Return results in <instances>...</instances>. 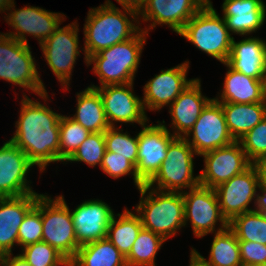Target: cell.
I'll return each mask as SVG.
<instances>
[{
    "instance_id": "cb8c5ba5",
    "label": "cell",
    "mask_w": 266,
    "mask_h": 266,
    "mask_svg": "<svg viewBox=\"0 0 266 266\" xmlns=\"http://www.w3.org/2000/svg\"><path fill=\"white\" fill-rule=\"evenodd\" d=\"M222 7L229 32L250 34L259 29L265 20L266 7L261 0H225Z\"/></svg>"
},
{
    "instance_id": "ac0fdd59",
    "label": "cell",
    "mask_w": 266,
    "mask_h": 266,
    "mask_svg": "<svg viewBox=\"0 0 266 266\" xmlns=\"http://www.w3.org/2000/svg\"><path fill=\"white\" fill-rule=\"evenodd\" d=\"M114 213L102 200L85 201L71 216L79 246L107 238V231Z\"/></svg>"
},
{
    "instance_id": "8992f818",
    "label": "cell",
    "mask_w": 266,
    "mask_h": 266,
    "mask_svg": "<svg viewBox=\"0 0 266 266\" xmlns=\"http://www.w3.org/2000/svg\"><path fill=\"white\" fill-rule=\"evenodd\" d=\"M0 79L30 89L43 99L48 98L30 47L5 34H0Z\"/></svg>"
},
{
    "instance_id": "1f68e13d",
    "label": "cell",
    "mask_w": 266,
    "mask_h": 266,
    "mask_svg": "<svg viewBox=\"0 0 266 266\" xmlns=\"http://www.w3.org/2000/svg\"><path fill=\"white\" fill-rule=\"evenodd\" d=\"M228 227L238 241H250L266 245V219L253 210L234 217Z\"/></svg>"
},
{
    "instance_id": "9a60e30c",
    "label": "cell",
    "mask_w": 266,
    "mask_h": 266,
    "mask_svg": "<svg viewBox=\"0 0 266 266\" xmlns=\"http://www.w3.org/2000/svg\"><path fill=\"white\" fill-rule=\"evenodd\" d=\"M96 88L102 98L104 111L110 126L115 122L138 123L146 125L147 116L143 100L132 92L133 82L127 84L105 85Z\"/></svg>"
},
{
    "instance_id": "ba28073f",
    "label": "cell",
    "mask_w": 266,
    "mask_h": 266,
    "mask_svg": "<svg viewBox=\"0 0 266 266\" xmlns=\"http://www.w3.org/2000/svg\"><path fill=\"white\" fill-rule=\"evenodd\" d=\"M196 154L187 138L176 137L167 149L166 159L159 171L146 184L150 189L156 183L158 190L180 192L182 188L192 189L200 185L199 176L193 177V155Z\"/></svg>"
},
{
    "instance_id": "f6af8a7d",
    "label": "cell",
    "mask_w": 266,
    "mask_h": 266,
    "mask_svg": "<svg viewBox=\"0 0 266 266\" xmlns=\"http://www.w3.org/2000/svg\"><path fill=\"white\" fill-rule=\"evenodd\" d=\"M190 259L191 263L189 266H212L208 262H206L195 249L191 250Z\"/></svg>"
},
{
    "instance_id": "d6986e66",
    "label": "cell",
    "mask_w": 266,
    "mask_h": 266,
    "mask_svg": "<svg viewBox=\"0 0 266 266\" xmlns=\"http://www.w3.org/2000/svg\"><path fill=\"white\" fill-rule=\"evenodd\" d=\"M188 64L185 61L174 68L162 70L148 81L144 87V108L160 110L164 105H170L194 80L186 79Z\"/></svg>"
},
{
    "instance_id": "f546056e",
    "label": "cell",
    "mask_w": 266,
    "mask_h": 266,
    "mask_svg": "<svg viewBox=\"0 0 266 266\" xmlns=\"http://www.w3.org/2000/svg\"><path fill=\"white\" fill-rule=\"evenodd\" d=\"M201 257L212 266H242L238 238L229 227L215 233L209 261Z\"/></svg>"
},
{
    "instance_id": "8fae6325",
    "label": "cell",
    "mask_w": 266,
    "mask_h": 266,
    "mask_svg": "<svg viewBox=\"0 0 266 266\" xmlns=\"http://www.w3.org/2000/svg\"><path fill=\"white\" fill-rule=\"evenodd\" d=\"M257 187H261L259 174L255 165L251 164L242 173L214 188L221 213L228 223L238 215L253 211L248 209V204L256 198Z\"/></svg>"
},
{
    "instance_id": "44dd1931",
    "label": "cell",
    "mask_w": 266,
    "mask_h": 266,
    "mask_svg": "<svg viewBox=\"0 0 266 266\" xmlns=\"http://www.w3.org/2000/svg\"><path fill=\"white\" fill-rule=\"evenodd\" d=\"M200 9L194 0H145L138 14L144 21H153L150 29L167 24L178 34Z\"/></svg>"
},
{
    "instance_id": "d590c367",
    "label": "cell",
    "mask_w": 266,
    "mask_h": 266,
    "mask_svg": "<svg viewBox=\"0 0 266 266\" xmlns=\"http://www.w3.org/2000/svg\"><path fill=\"white\" fill-rule=\"evenodd\" d=\"M106 152L104 132H93L77 148L67 161H82L91 167L99 164L101 166L103 156Z\"/></svg>"
},
{
    "instance_id": "3957f363",
    "label": "cell",
    "mask_w": 266,
    "mask_h": 266,
    "mask_svg": "<svg viewBox=\"0 0 266 266\" xmlns=\"http://www.w3.org/2000/svg\"><path fill=\"white\" fill-rule=\"evenodd\" d=\"M147 30H140L134 37L114 44L91 55L87 64L93 62L94 73L99 76L101 86L127 84L133 82L137 71Z\"/></svg>"
},
{
    "instance_id": "7bdbcfd3",
    "label": "cell",
    "mask_w": 266,
    "mask_h": 266,
    "mask_svg": "<svg viewBox=\"0 0 266 266\" xmlns=\"http://www.w3.org/2000/svg\"><path fill=\"white\" fill-rule=\"evenodd\" d=\"M257 168L261 187H266V155L259 158L255 163H253Z\"/></svg>"
},
{
    "instance_id": "9c48e42d",
    "label": "cell",
    "mask_w": 266,
    "mask_h": 266,
    "mask_svg": "<svg viewBox=\"0 0 266 266\" xmlns=\"http://www.w3.org/2000/svg\"><path fill=\"white\" fill-rule=\"evenodd\" d=\"M191 132L193 133L192 142L189 139L187 141L197 155H203L235 142L226 124L221 103L214 98L202 109L199 118L185 138H188Z\"/></svg>"
},
{
    "instance_id": "ffe728a7",
    "label": "cell",
    "mask_w": 266,
    "mask_h": 266,
    "mask_svg": "<svg viewBox=\"0 0 266 266\" xmlns=\"http://www.w3.org/2000/svg\"><path fill=\"white\" fill-rule=\"evenodd\" d=\"M37 193L0 198V256L11 254L18 244V232L26 214L35 206Z\"/></svg>"
},
{
    "instance_id": "ab89813d",
    "label": "cell",
    "mask_w": 266,
    "mask_h": 266,
    "mask_svg": "<svg viewBox=\"0 0 266 266\" xmlns=\"http://www.w3.org/2000/svg\"><path fill=\"white\" fill-rule=\"evenodd\" d=\"M238 244L242 266L266 264V245L250 241H238Z\"/></svg>"
},
{
    "instance_id": "74e56055",
    "label": "cell",
    "mask_w": 266,
    "mask_h": 266,
    "mask_svg": "<svg viewBox=\"0 0 266 266\" xmlns=\"http://www.w3.org/2000/svg\"><path fill=\"white\" fill-rule=\"evenodd\" d=\"M242 148L253 164L259 158L266 155V118L251 129L242 139L239 140Z\"/></svg>"
},
{
    "instance_id": "d6a6232c",
    "label": "cell",
    "mask_w": 266,
    "mask_h": 266,
    "mask_svg": "<svg viewBox=\"0 0 266 266\" xmlns=\"http://www.w3.org/2000/svg\"><path fill=\"white\" fill-rule=\"evenodd\" d=\"M91 134L68 116L60 117L59 161H67Z\"/></svg>"
},
{
    "instance_id": "8d00e7d4",
    "label": "cell",
    "mask_w": 266,
    "mask_h": 266,
    "mask_svg": "<svg viewBox=\"0 0 266 266\" xmlns=\"http://www.w3.org/2000/svg\"><path fill=\"white\" fill-rule=\"evenodd\" d=\"M43 226L41 218V194L37 198L35 206L26 214L19 227L18 244L22 248L42 241Z\"/></svg>"
},
{
    "instance_id": "4fadbf2b",
    "label": "cell",
    "mask_w": 266,
    "mask_h": 266,
    "mask_svg": "<svg viewBox=\"0 0 266 266\" xmlns=\"http://www.w3.org/2000/svg\"><path fill=\"white\" fill-rule=\"evenodd\" d=\"M138 133L136 174L147 184L159 171L166 159L169 144L176 138L163 124L142 126Z\"/></svg>"
},
{
    "instance_id": "f35d334b",
    "label": "cell",
    "mask_w": 266,
    "mask_h": 266,
    "mask_svg": "<svg viewBox=\"0 0 266 266\" xmlns=\"http://www.w3.org/2000/svg\"><path fill=\"white\" fill-rule=\"evenodd\" d=\"M101 169L103 172L108 174L113 178H118L127 174H133V180L137 188L139 189L144 185V183L139 179L136 174L135 166L129 162L125 157H121L116 153L106 151L102 163Z\"/></svg>"
},
{
    "instance_id": "836d02e7",
    "label": "cell",
    "mask_w": 266,
    "mask_h": 266,
    "mask_svg": "<svg viewBox=\"0 0 266 266\" xmlns=\"http://www.w3.org/2000/svg\"><path fill=\"white\" fill-rule=\"evenodd\" d=\"M106 151L125 157L135 167L137 165L138 135L131 137L121 133L115 126H110L104 132Z\"/></svg>"
},
{
    "instance_id": "7402d4cb",
    "label": "cell",
    "mask_w": 266,
    "mask_h": 266,
    "mask_svg": "<svg viewBox=\"0 0 266 266\" xmlns=\"http://www.w3.org/2000/svg\"><path fill=\"white\" fill-rule=\"evenodd\" d=\"M226 64L246 76L266 80V43L259 38H247L239 42L232 39Z\"/></svg>"
},
{
    "instance_id": "484cf974",
    "label": "cell",
    "mask_w": 266,
    "mask_h": 266,
    "mask_svg": "<svg viewBox=\"0 0 266 266\" xmlns=\"http://www.w3.org/2000/svg\"><path fill=\"white\" fill-rule=\"evenodd\" d=\"M226 124L235 141L242 139L266 118V103H221Z\"/></svg>"
},
{
    "instance_id": "7a4b0ae2",
    "label": "cell",
    "mask_w": 266,
    "mask_h": 266,
    "mask_svg": "<svg viewBox=\"0 0 266 266\" xmlns=\"http://www.w3.org/2000/svg\"><path fill=\"white\" fill-rule=\"evenodd\" d=\"M123 9L125 14L116 8L110 0H107L104 5L89 10L84 25L86 63L91 55L114 44L124 42L141 30L125 16L129 14L133 20H136L138 12L127 7H123Z\"/></svg>"
},
{
    "instance_id": "d4e9b609",
    "label": "cell",
    "mask_w": 266,
    "mask_h": 266,
    "mask_svg": "<svg viewBox=\"0 0 266 266\" xmlns=\"http://www.w3.org/2000/svg\"><path fill=\"white\" fill-rule=\"evenodd\" d=\"M229 68L219 103H266V80H258Z\"/></svg>"
},
{
    "instance_id": "f1b7e54d",
    "label": "cell",
    "mask_w": 266,
    "mask_h": 266,
    "mask_svg": "<svg viewBox=\"0 0 266 266\" xmlns=\"http://www.w3.org/2000/svg\"><path fill=\"white\" fill-rule=\"evenodd\" d=\"M117 216L118 220L113 215L110 221L107 239L126 257L143 226L140 217L127 209Z\"/></svg>"
},
{
    "instance_id": "6da1fadb",
    "label": "cell",
    "mask_w": 266,
    "mask_h": 266,
    "mask_svg": "<svg viewBox=\"0 0 266 266\" xmlns=\"http://www.w3.org/2000/svg\"><path fill=\"white\" fill-rule=\"evenodd\" d=\"M16 132L10 139L40 171L59 161L60 117L45 105L24 95Z\"/></svg>"
},
{
    "instance_id": "60d3db41",
    "label": "cell",
    "mask_w": 266,
    "mask_h": 266,
    "mask_svg": "<svg viewBox=\"0 0 266 266\" xmlns=\"http://www.w3.org/2000/svg\"><path fill=\"white\" fill-rule=\"evenodd\" d=\"M1 266H30V264L19 254L11 258V254L0 256Z\"/></svg>"
},
{
    "instance_id": "603a6c76",
    "label": "cell",
    "mask_w": 266,
    "mask_h": 266,
    "mask_svg": "<svg viewBox=\"0 0 266 266\" xmlns=\"http://www.w3.org/2000/svg\"><path fill=\"white\" fill-rule=\"evenodd\" d=\"M210 100L201 94L200 79H194L170 104L169 112L172 116V124L177 130L173 135L175 137H185Z\"/></svg>"
},
{
    "instance_id": "e0dca14e",
    "label": "cell",
    "mask_w": 266,
    "mask_h": 266,
    "mask_svg": "<svg viewBox=\"0 0 266 266\" xmlns=\"http://www.w3.org/2000/svg\"><path fill=\"white\" fill-rule=\"evenodd\" d=\"M6 21L16 32H9L5 35L28 45L25 34L33 35L39 40L40 45L48 39L59 27L61 20H64L60 13L49 12L39 7H24L14 12L11 11ZM62 18V19H61Z\"/></svg>"
},
{
    "instance_id": "52a82bcc",
    "label": "cell",
    "mask_w": 266,
    "mask_h": 266,
    "mask_svg": "<svg viewBox=\"0 0 266 266\" xmlns=\"http://www.w3.org/2000/svg\"><path fill=\"white\" fill-rule=\"evenodd\" d=\"M42 241L48 243L69 262L75 257L80 246L74 231L71 212L63 196L55 200L41 194Z\"/></svg>"
},
{
    "instance_id": "7dc6e473",
    "label": "cell",
    "mask_w": 266,
    "mask_h": 266,
    "mask_svg": "<svg viewBox=\"0 0 266 266\" xmlns=\"http://www.w3.org/2000/svg\"><path fill=\"white\" fill-rule=\"evenodd\" d=\"M201 8L213 7L210 0H194Z\"/></svg>"
},
{
    "instance_id": "30bf717a",
    "label": "cell",
    "mask_w": 266,
    "mask_h": 266,
    "mask_svg": "<svg viewBox=\"0 0 266 266\" xmlns=\"http://www.w3.org/2000/svg\"><path fill=\"white\" fill-rule=\"evenodd\" d=\"M184 221L190 219L196 237L213 233L215 224L220 220L221 228H227L228 222L223 217L215 189L198 185L183 193Z\"/></svg>"
},
{
    "instance_id": "e575fe53",
    "label": "cell",
    "mask_w": 266,
    "mask_h": 266,
    "mask_svg": "<svg viewBox=\"0 0 266 266\" xmlns=\"http://www.w3.org/2000/svg\"><path fill=\"white\" fill-rule=\"evenodd\" d=\"M20 254L30 266H69V261L44 241L24 247Z\"/></svg>"
},
{
    "instance_id": "277c9868",
    "label": "cell",
    "mask_w": 266,
    "mask_h": 266,
    "mask_svg": "<svg viewBox=\"0 0 266 266\" xmlns=\"http://www.w3.org/2000/svg\"><path fill=\"white\" fill-rule=\"evenodd\" d=\"M149 189L146 184L138 189L141 201L135 210L139 213L143 228L167 240L168 237L176 234L177 229L185 226L183 194L181 191L163 192L158 190L157 192L152 188L149 195L144 198Z\"/></svg>"
},
{
    "instance_id": "5bb4252c",
    "label": "cell",
    "mask_w": 266,
    "mask_h": 266,
    "mask_svg": "<svg viewBox=\"0 0 266 266\" xmlns=\"http://www.w3.org/2000/svg\"><path fill=\"white\" fill-rule=\"evenodd\" d=\"M202 156L205 168L199 175V182L201 186L213 189L242 173L252 164L239 141L204 153Z\"/></svg>"
},
{
    "instance_id": "ee69618b",
    "label": "cell",
    "mask_w": 266,
    "mask_h": 266,
    "mask_svg": "<svg viewBox=\"0 0 266 266\" xmlns=\"http://www.w3.org/2000/svg\"><path fill=\"white\" fill-rule=\"evenodd\" d=\"M122 7L131 8L139 12L144 6L145 0H116Z\"/></svg>"
},
{
    "instance_id": "5b68a950",
    "label": "cell",
    "mask_w": 266,
    "mask_h": 266,
    "mask_svg": "<svg viewBox=\"0 0 266 266\" xmlns=\"http://www.w3.org/2000/svg\"><path fill=\"white\" fill-rule=\"evenodd\" d=\"M178 34L223 64L227 62L233 37L213 7L201 8Z\"/></svg>"
},
{
    "instance_id": "2e32d148",
    "label": "cell",
    "mask_w": 266,
    "mask_h": 266,
    "mask_svg": "<svg viewBox=\"0 0 266 266\" xmlns=\"http://www.w3.org/2000/svg\"><path fill=\"white\" fill-rule=\"evenodd\" d=\"M33 165L12 141L4 143L0 148V198L35 193L25 177Z\"/></svg>"
},
{
    "instance_id": "bcb514c9",
    "label": "cell",
    "mask_w": 266,
    "mask_h": 266,
    "mask_svg": "<svg viewBox=\"0 0 266 266\" xmlns=\"http://www.w3.org/2000/svg\"><path fill=\"white\" fill-rule=\"evenodd\" d=\"M14 0H0V11L10 10V8L15 7L14 6Z\"/></svg>"
},
{
    "instance_id": "4316f807",
    "label": "cell",
    "mask_w": 266,
    "mask_h": 266,
    "mask_svg": "<svg viewBox=\"0 0 266 266\" xmlns=\"http://www.w3.org/2000/svg\"><path fill=\"white\" fill-rule=\"evenodd\" d=\"M77 101V111L71 119L91 133L105 132L110 127L101 95L96 88L88 87L77 94Z\"/></svg>"
},
{
    "instance_id": "b9f144b4",
    "label": "cell",
    "mask_w": 266,
    "mask_h": 266,
    "mask_svg": "<svg viewBox=\"0 0 266 266\" xmlns=\"http://www.w3.org/2000/svg\"><path fill=\"white\" fill-rule=\"evenodd\" d=\"M259 189L262 191V195H256L255 203L257 207L253 210L257 211L261 217L266 219V187H260Z\"/></svg>"
},
{
    "instance_id": "83f0119b",
    "label": "cell",
    "mask_w": 266,
    "mask_h": 266,
    "mask_svg": "<svg viewBox=\"0 0 266 266\" xmlns=\"http://www.w3.org/2000/svg\"><path fill=\"white\" fill-rule=\"evenodd\" d=\"M69 266H127L125 257L107 239L80 246Z\"/></svg>"
},
{
    "instance_id": "7c38bea8",
    "label": "cell",
    "mask_w": 266,
    "mask_h": 266,
    "mask_svg": "<svg viewBox=\"0 0 266 266\" xmlns=\"http://www.w3.org/2000/svg\"><path fill=\"white\" fill-rule=\"evenodd\" d=\"M57 28L40 46L45 59L63 86L69 85L71 71L79 53L78 25Z\"/></svg>"
},
{
    "instance_id": "4dcf8cb0",
    "label": "cell",
    "mask_w": 266,
    "mask_h": 266,
    "mask_svg": "<svg viewBox=\"0 0 266 266\" xmlns=\"http://www.w3.org/2000/svg\"><path fill=\"white\" fill-rule=\"evenodd\" d=\"M164 241L162 236L142 227L125 257L127 266H155V255Z\"/></svg>"
}]
</instances>
